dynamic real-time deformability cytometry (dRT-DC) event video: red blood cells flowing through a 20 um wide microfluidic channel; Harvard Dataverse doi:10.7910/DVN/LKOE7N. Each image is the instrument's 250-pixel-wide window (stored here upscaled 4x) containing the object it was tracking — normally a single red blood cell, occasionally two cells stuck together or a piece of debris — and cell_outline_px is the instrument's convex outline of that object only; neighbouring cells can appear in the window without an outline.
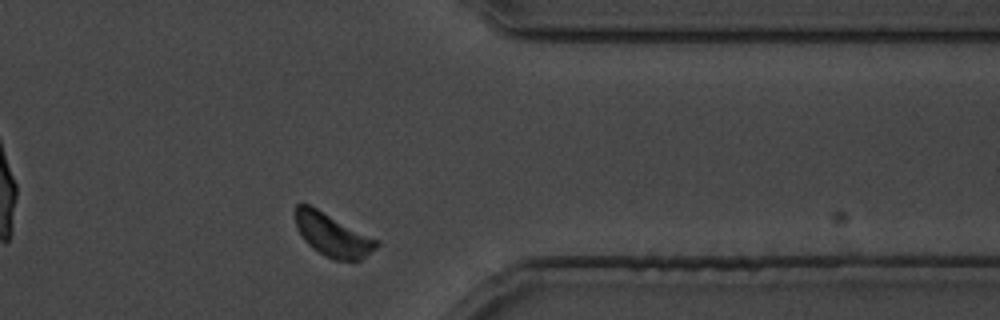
{"species": "common noctule bat (a hibernating species)", "species_latin": "Nyctalus noctula", "temperature_condition": "cold", "stored_images_in_passage": 24, "camera_frame_rate_fps": 3000, "um_per_image_px": 0.085, "animal": {"sex": "male", "body_mass_g": 19.5, "forearm_length_mm": 54.6}, "frame": {"image": 1, "passage_image": 21, "time_ms": 24.667, "image_size_px": [1000, 320], "cell_outline_px": [[380, 244], [376, 248], [360, 260], [332, 260], [324, 256], [312, 248], [304, 240], [296, 228], [296, 204], [308, 204], [380, 240]], "centroid_in_image_um": [28.29, 19.99], "position_along_channel_um": 383.1, "area_um2": 20.29}}